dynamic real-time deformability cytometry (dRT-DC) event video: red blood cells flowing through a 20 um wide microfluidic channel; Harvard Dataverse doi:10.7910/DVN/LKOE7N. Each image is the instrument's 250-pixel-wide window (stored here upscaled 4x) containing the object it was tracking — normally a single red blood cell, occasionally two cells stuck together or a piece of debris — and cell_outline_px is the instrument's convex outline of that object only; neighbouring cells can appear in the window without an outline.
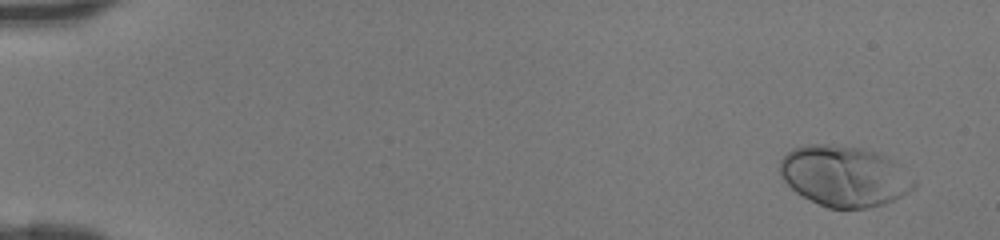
{"species": "human", "species_latin": "Homo sapiens", "temperature_condition": "room temperature", "stored_images_in_passage": 44, "camera_frame_rate_fps": 3000, "um_per_image_px": 0.085, "donor": {"sex": "female"}, "frame": {"image": 1, "passage_image": 1, "time_ms": 0.0, "image_size_px": [1000, 240], "cell_outline_px": [[916, 188], [884, 204], [868, 208], [828, 208], [796, 192], [784, 180], [780, 172], [780, 160], [792, 148], [808, 144], [832, 144], [860, 148], [876, 152], [892, 160], [916, 180]], "centroid_in_image_um": [71.77, 14.96], "position_along_channel_um": 13.2, "area_um2": 47.11}}
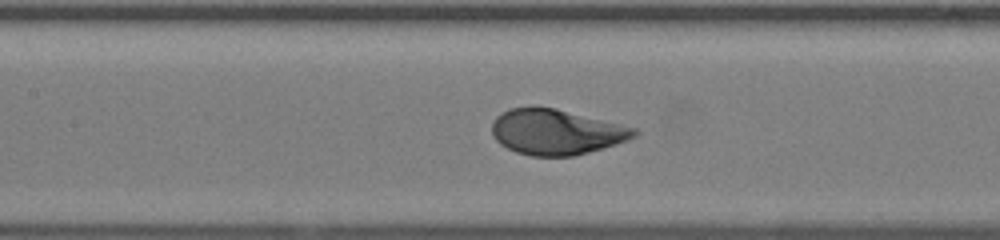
{"frame": {"image": 2, "passage_image": 21, "time_ms": 6.667, "image_size_px": [1000, 240], "cell_outline_px": [[640, 132], [636, 136], [628, 140], [588, 152], [572, 156], [532, 156], [516, 152], [500, 144], [492, 136], [492, 124], [496, 116], [508, 108], [556, 108], [636, 128]], "centroid_in_image_um": [47.27, 11.22], "position_along_channel_um": 160.1, "area_um2": 37.34}}
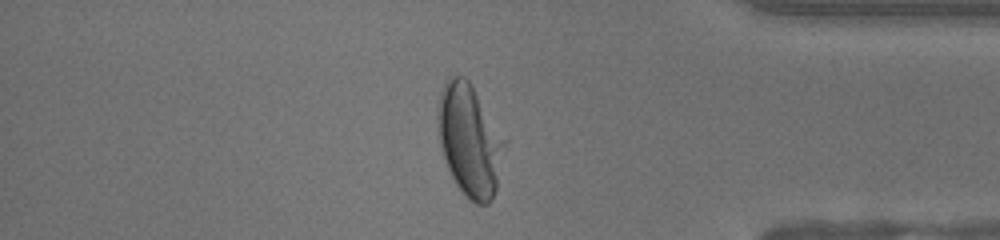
{"frame": {"image": 3, "passage_image": 38, "time_ms": 12.333, "image_size_px": [1000, 240], "cell_outline_px": [[508, 140], [496, 188], [492, 200], [488, 204], [476, 204], [468, 200], [456, 184], [448, 168], [440, 144], [436, 116], [436, 104], [440, 92], [448, 76], [464, 76], [468, 80]], "centroid_in_image_um": [39.93, 11.91], "position_along_channel_um": 395.3, "area_um2": 44.1}}